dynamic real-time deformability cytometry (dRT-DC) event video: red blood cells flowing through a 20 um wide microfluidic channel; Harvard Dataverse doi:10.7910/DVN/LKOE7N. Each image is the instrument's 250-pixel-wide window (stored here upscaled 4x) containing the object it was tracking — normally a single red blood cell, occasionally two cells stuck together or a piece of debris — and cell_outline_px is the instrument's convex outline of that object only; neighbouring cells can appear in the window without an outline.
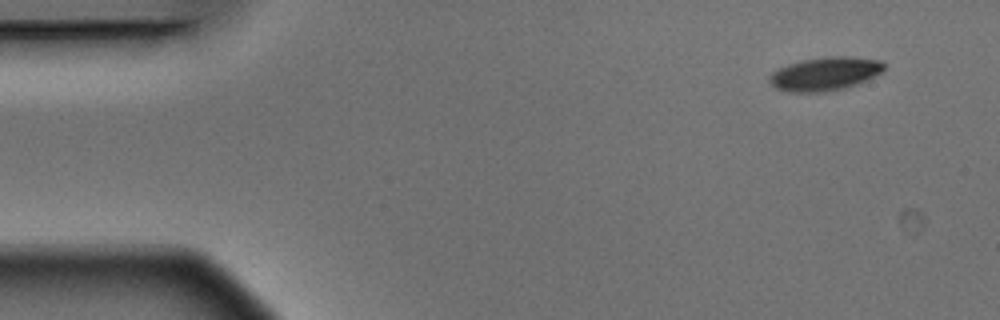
{"species": "Egyptian fruit bat (a non-hibernating species)", "species_latin": "Rousettus aegyptiacus", "temperature_condition": "warm", "stored_images_in_passage": 4, "camera_frame_rate_fps": 3000, "um_per_image_px": 0.085, "animal": {"sex": "male"}, "frame": {"image": 1, "passage_image": 1, "time_ms": 0.0, "image_size_px": [1000, 320], "cell_outline_px": [[884, 68], [880, 72], [856, 84], [844, 88], [824, 92], [788, 92], [776, 88], [768, 80], [768, 76], [772, 72], [788, 64], [804, 60], [828, 56], [848, 56], [880, 60], [884, 64]], "centroid_in_image_um": [70.08, 6.27], "position_along_channel_um": 14.9, "area_um2": 22.08}}
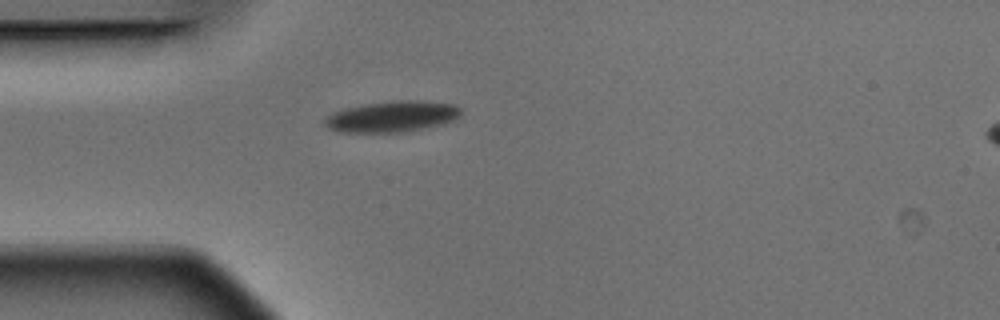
{"frame": {"image": 2, "passage_image": 4, "time_ms": 1.0, "image_size_px": [1000, 320], "cell_outline_px": [[460, 112], [452, 120], [440, 124], [404, 132], [340, 132], [328, 128], [324, 124], [324, 120], [332, 112], [344, 108], [364, 104], [400, 100], [420, 100], [452, 104], [460, 108]], "centroid_in_image_um": [33.26, 9.9], "position_along_channel_um": 51.7, "area_um2": 24.28}}